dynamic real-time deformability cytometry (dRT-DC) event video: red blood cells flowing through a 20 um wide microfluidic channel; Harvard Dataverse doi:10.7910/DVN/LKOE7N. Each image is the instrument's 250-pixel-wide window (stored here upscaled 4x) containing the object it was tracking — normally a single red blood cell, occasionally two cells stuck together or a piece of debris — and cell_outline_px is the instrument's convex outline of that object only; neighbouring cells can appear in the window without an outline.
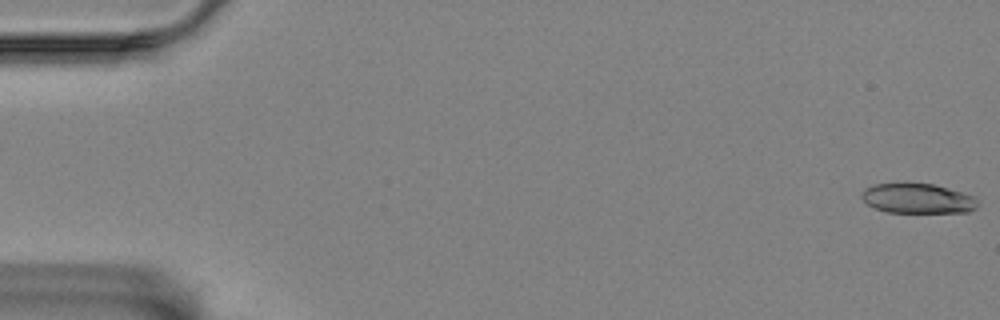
{"species": "Egyptian fruit bat (a non-hibernating species)", "species_latin": "Rousettus aegyptiacus", "temperature_condition": "room temperature", "stored_images_in_passage": 58, "camera_frame_rate_fps": 3000, "um_per_image_px": 0.085, "animal": {"sex": "female"}, "frame": {"image": 1, "passage_image": 1, "time_ms": 0.0, "image_size_px": [1000, 320], "cell_outline_px": [[976, 208], [968, 212], [884, 212], [868, 204], [860, 196], [864, 188], [876, 184], [932, 184], [960, 192], [972, 196], [976, 200]], "centroid_in_image_um": [77.96, 16.88], "position_along_channel_um": 7.0, "area_um2": 19.71}}
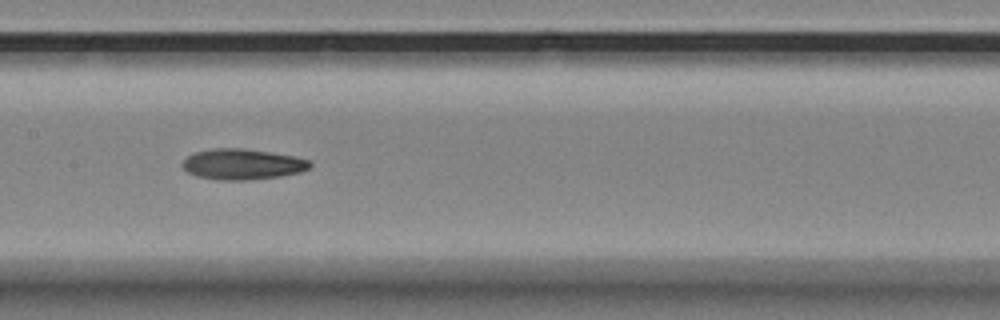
{"frame": {"image": 2, "passage_image": 29, "time_ms": 9.333, "image_size_px": [1000, 320], "cell_outline_px": [[312, 164], [308, 168], [300, 172], [280, 176], [248, 180], [216, 180], [196, 176], [188, 172], [180, 164], [188, 156], [196, 152], [212, 148], [240, 148], [296, 156], [308, 160]], "centroid_in_image_um": [20.58, 13.96], "position_along_channel_um": 186.8, "area_um2": 22.72}}
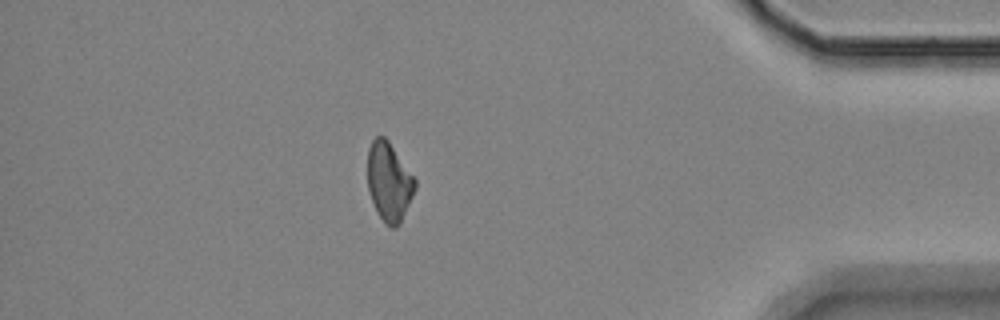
{"frame": {"image": 3, "passage_image": 51, "time_ms": 16.667, "image_size_px": [1000, 320], "cell_outline_px": [[416, 188], [400, 224], [396, 228], [392, 228], [384, 224], [376, 212], [368, 188], [368, 148], [372, 140], [376, 136], [384, 136], [388, 140], [416, 180]], "centroid_in_image_um": [33.06, 15.48], "position_along_channel_um": 402.1, "area_um2": 21.79}, "authors_computed_cell_mechanics": {"area_um2": 22.2241, "velocity_mm_per_s": 3.4496, "shape_relaxation_time_tau1_ms": 6.5419, "shape_relaxation_time_tau2_ms": 10.6758, "deformation_change_tau1": 0.1296, "deformation_change_tau2": 0.2007}}